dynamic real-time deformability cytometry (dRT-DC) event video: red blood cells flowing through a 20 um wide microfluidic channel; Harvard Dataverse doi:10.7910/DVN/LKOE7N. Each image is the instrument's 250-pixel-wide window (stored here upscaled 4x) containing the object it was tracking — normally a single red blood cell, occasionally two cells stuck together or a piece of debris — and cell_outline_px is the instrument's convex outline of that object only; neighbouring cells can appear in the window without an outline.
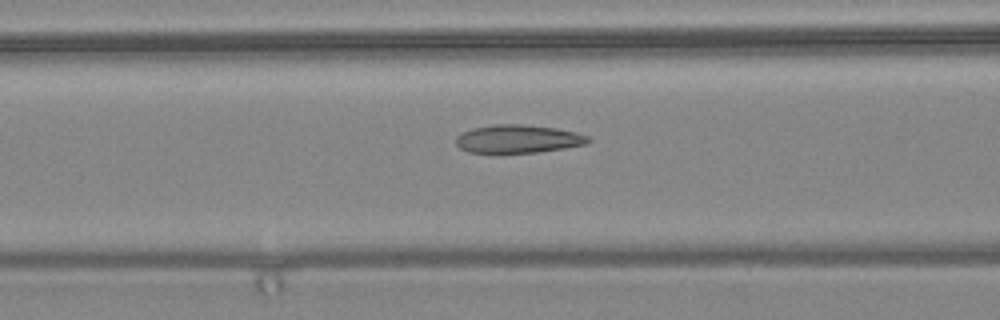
{"species": "common noctule bat (a hibernating species)", "species_latin": "Nyctalus noctula", "temperature_condition": "warm", "stored_images_in_passage": 3, "camera_frame_rate_fps": 3000, "um_per_image_px": 0.085, "animal": {"sex": "female", "body_mass_g": 24.6, "forearm_length_mm": 56.2}, "frame": {"image": 1, "passage_image": 3, "time_ms": 0.667, "image_size_px": [1000, 320], "cell_outline_px": [[592, 140], [584, 144], [564, 148], [540, 152], [468, 152], [460, 148], [456, 144], [456, 136], [460, 132], [472, 128], [496, 124], [520, 124], [556, 128], [576, 132], [588, 136]], "centroid_in_image_um": [44.01, 11.8], "position_along_channel_um": 122.6, "area_um2": 21.62}}